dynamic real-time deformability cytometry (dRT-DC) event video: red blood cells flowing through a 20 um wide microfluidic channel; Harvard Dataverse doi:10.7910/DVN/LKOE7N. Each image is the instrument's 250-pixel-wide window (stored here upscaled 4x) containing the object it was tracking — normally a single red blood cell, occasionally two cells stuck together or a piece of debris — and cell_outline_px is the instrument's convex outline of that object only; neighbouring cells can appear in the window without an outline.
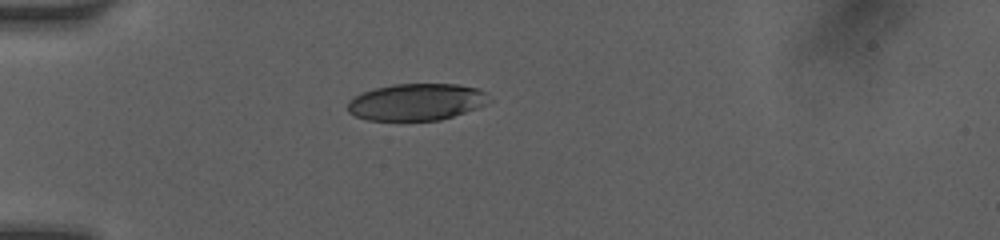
{"species": "human", "species_latin": "Homo sapiens", "temperature_condition": "room temperature", "stored_images_in_passage": 4, "camera_frame_rate_fps": 3000, "um_per_image_px": 0.085, "donor": {"sex": "female"}, "frame": {"image": 1, "passage_image": 1, "time_ms": 0.0, "image_size_px": [1000, 240], "cell_outline_px": [[492, 100], [476, 108], [440, 120], [368, 120], [356, 116], [348, 112], [348, 100], [360, 92], [392, 84], [460, 84], [480, 88]], "centroid_in_image_um": [35.38, 8.65], "position_along_channel_um": 49.6, "area_um2": 30.4}}
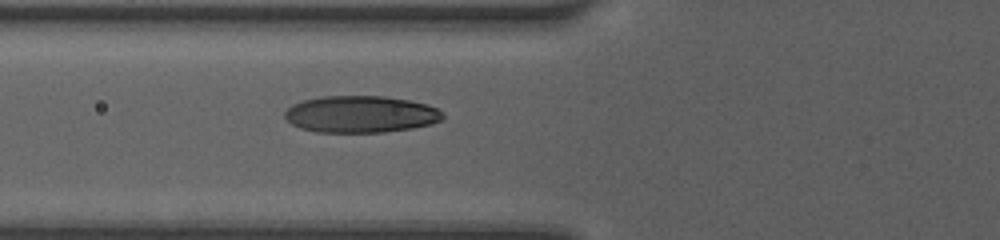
{"frame": {"image": 2, "passage_image": 4, "time_ms": 1.667, "image_size_px": [1000, 240], "cell_outline_px": [[444, 120], [432, 124], [412, 128], [384, 132], [316, 132], [300, 128], [292, 124], [284, 116], [284, 112], [292, 104], [304, 100], [320, 96], [384, 96], [408, 100], [428, 104], [436, 108], [444, 116]], "centroid_in_image_um": [30.66, 9.71], "position_along_channel_um": 95.1, "area_um2": 34.04}}